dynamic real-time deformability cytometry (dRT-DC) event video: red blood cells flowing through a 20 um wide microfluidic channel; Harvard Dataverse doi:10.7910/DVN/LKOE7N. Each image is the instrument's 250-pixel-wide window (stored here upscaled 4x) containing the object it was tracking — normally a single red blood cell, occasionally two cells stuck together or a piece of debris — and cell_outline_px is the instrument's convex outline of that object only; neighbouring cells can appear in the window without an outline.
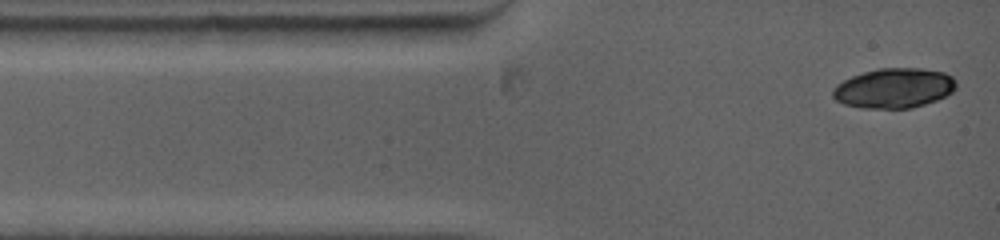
{"species": "common noctule bat (a hibernating species)", "species_latin": "Nyctalus noctula", "temperature_condition": "warm", "stored_images_in_passage": 5, "camera_frame_rate_fps": 5000, "um_per_image_px": 0.085, "animal": {"sex": "female", "body_mass_g": 19.0, "forearm_length_mm": 53.3}, "frame": {"image": 1, "passage_image": 1, "time_ms": 0.0, "image_size_px": [1000, 240], "cell_outline_px": [[956, 88], [952, 92], [936, 100], [912, 108], [860, 108], [844, 104], [836, 100], [832, 96], [832, 88], [836, 84], [852, 76], [864, 72], [880, 68], [920, 68], [944, 72], [952, 76], [956, 80]], "centroid_in_image_um": [75.98, 7.49], "position_along_channel_um": 9.0, "area_um2": 28.73}}